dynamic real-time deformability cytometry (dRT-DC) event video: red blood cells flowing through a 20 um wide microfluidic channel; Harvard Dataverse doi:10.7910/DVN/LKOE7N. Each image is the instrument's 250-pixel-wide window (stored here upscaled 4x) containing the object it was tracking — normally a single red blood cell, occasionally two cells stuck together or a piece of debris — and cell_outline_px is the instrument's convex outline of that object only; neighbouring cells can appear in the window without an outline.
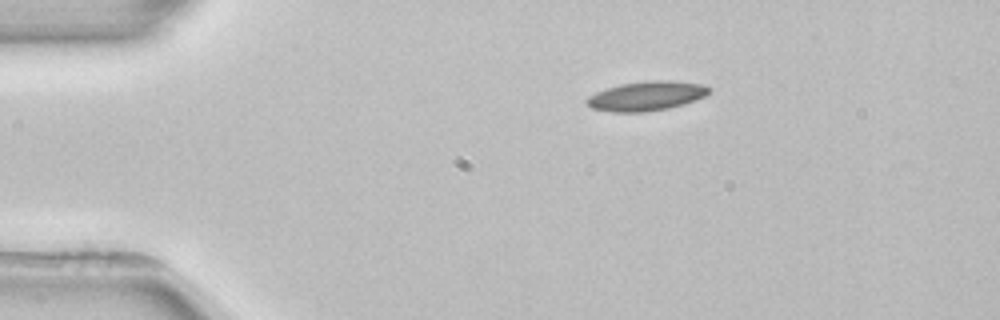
{"species": "common noctule bat (a hibernating species)", "species_latin": "Nyctalus noctula", "temperature_condition": "room temperature", "stored_images_in_passage": 3, "camera_frame_rate_fps": 3000, "um_per_image_px": 0.085, "animal": {"sex": "female", "body_mass_g": 22.7, "forearm_length_mm": 54.2}, "frame": {"image": 1, "passage_image": 1, "time_ms": 0.0, "image_size_px": [1000, 320], "cell_outline_px": [[712, 88], [704, 96], [684, 104], [668, 108], [644, 112], [612, 112], [592, 108], [584, 100], [588, 96], [596, 92], [620, 84], [652, 80], [668, 80], [704, 84]], "centroid_in_image_um": [54.95, 8.15], "position_along_channel_um": 30.1, "area_um2": 20.87}}
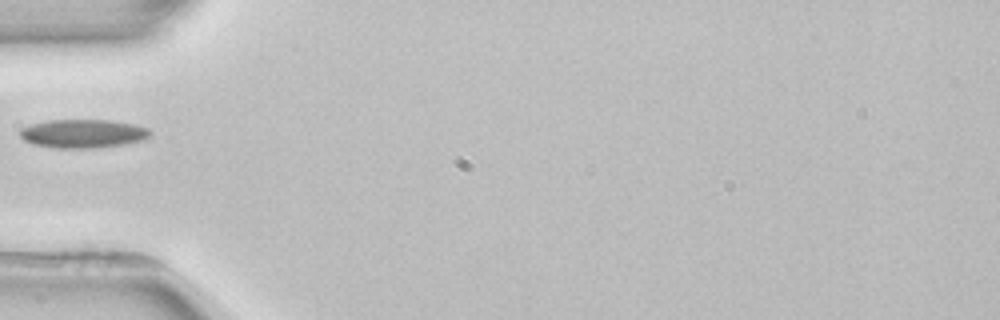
{"frame": {"image": 2, "passage_image": 3, "time_ms": 2.667, "image_size_px": [1000, 320], "cell_outline_px": [[152, 136], [144, 140], [96, 148], [56, 148], [32, 144], [24, 140], [20, 136], [20, 128], [32, 124], [48, 120], [108, 120], [132, 124], [148, 128], [152, 132]], "centroid_in_image_um": [7.05, 11.36], "position_along_channel_um": 78.0, "area_um2": 21.68}}